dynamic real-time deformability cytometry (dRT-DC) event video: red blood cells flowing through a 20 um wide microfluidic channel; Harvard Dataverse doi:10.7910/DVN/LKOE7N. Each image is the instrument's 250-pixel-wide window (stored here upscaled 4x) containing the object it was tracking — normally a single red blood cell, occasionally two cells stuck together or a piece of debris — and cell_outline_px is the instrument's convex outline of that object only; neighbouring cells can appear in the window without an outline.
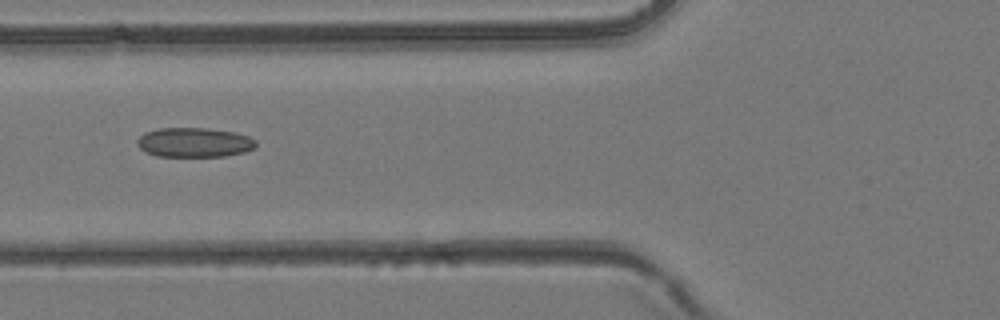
{"species": "common noctule bat (a hibernating species)", "species_latin": "Nyctalus noctula", "temperature_condition": "room temperature", "stored_images_in_passage": 44, "camera_frame_rate_fps": 3000, "um_per_image_px": 0.085, "animal": {"sex": "female", "body_mass_g": 24.6, "forearm_length_mm": 56.2}, "frame": {"image": 1, "passage_image": 17, "time_ms": 5.333, "image_size_px": [1000, 320], "cell_outline_px": [[256, 148], [244, 152], [224, 156], [156, 156], [144, 152], [136, 144], [136, 140], [144, 132], [160, 128], [208, 128], [236, 132], [248, 136], [256, 140]], "centroid_in_image_um": [16.5, 12.1], "position_along_channel_um": 109.3, "area_um2": 20.63}}
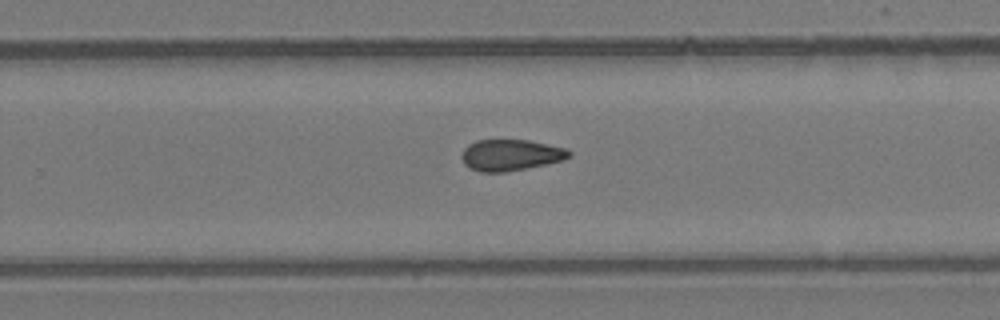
{"frame": {"image": 2, "passage_image": 28, "time_ms": 9.0, "image_size_px": [1000, 320], "cell_outline_px": [[572, 156], [564, 160], [504, 172], [480, 172], [468, 168], [464, 164], [460, 156], [464, 148], [468, 144], [476, 140], [528, 140], [568, 148], [572, 152]], "centroid_in_image_um": [43.4, 13.17], "position_along_channel_um": 286.4, "area_um2": 19.71}}
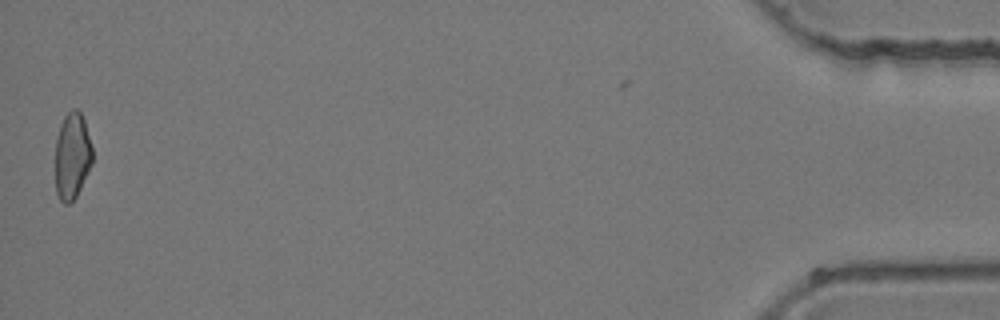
{"frame": {"image": 3, "passage_image": 43, "time_ms": 14.0, "image_size_px": [1000, 320], "cell_outline_px": [[92, 164], [76, 196], [68, 204], [64, 204], [60, 200], [56, 192], [56, 136], [60, 124], [64, 116], [72, 108], [76, 108], [80, 112], [84, 120], [92, 148]], "centroid_in_image_um": [6.13, 13.23], "position_along_channel_um": 429.1, "area_um2": 18.67}}